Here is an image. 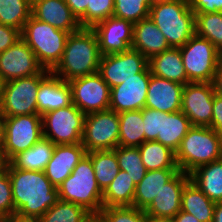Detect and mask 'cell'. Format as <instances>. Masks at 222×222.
Here are the masks:
<instances>
[{
  "instance_id": "cell-1",
  "label": "cell",
  "mask_w": 222,
  "mask_h": 222,
  "mask_svg": "<svg viewBox=\"0 0 222 222\" xmlns=\"http://www.w3.org/2000/svg\"><path fill=\"white\" fill-rule=\"evenodd\" d=\"M7 170L15 214L39 219L59 201L58 188L48 180L44 171L16 169L10 163Z\"/></svg>"
},
{
  "instance_id": "cell-2",
  "label": "cell",
  "mask_w": 222,
  "mask_h": 222,
  "mask_svg": "<svg viewBox=\"0 0 222 222\" xmlns=\"http://www.w3.org/2000/svg\"><path fill=\"white\" fill-rule=\"evenodd\" d=\"M102 54L92 28H80L70 33L62 58L51 71L64 81L98 72Z\"/></svg>"
},
{
  "instance_id": "cell-3",
  "label": "cell",
  "mask_w": 222,
  "mask_h": 222,
  "mask_svg": "<svg viewBox=\"0 0 222 222\" xmlns=\"http://www.w3.org/2000/svg\"><path fill=\"white\" fill-rule=\"evenodd\" d=\"M149 17L170 47H182L195 34V13L189 0H155Z\"/></svg>"
},
{
  "instance_id": "cell-4",
  "label": "cell",
  "mask_w": 222,
  "mask_h": 222,
  "mask_svg": "<svg viewBox=\"0 0 222 222\" xmlns=\"http://www.w3.org/2000/svg\"><path fill=\"white\" fill-rule=\"evenodd\" d=\"M221 158L222 137L211 127L193 126L175 153L179 170L187 174Z\"/></svg>"
},
{
  "instance_id": "cell-5",
  "label": "cell",
  "mask_w": 222,
  "mask_h": 222,
  "mask_svg": "<svg viewBox=\"0 0 222 222\" xmlns=\"http://www.w3.org/2000/svg\"><path fill=\"white\" fill-rule=\"evenodd\" d=\"M69 34L31 15L21 31V38L33 50L39 64L52 71L62 58Z\"/></svg>"
},
{
  "instance_id": "cell-6",
  "label": "cell",
  "mask_w": 222,
  "mask_h": 222,
  "mask_svg": "<svg viewBox=\"0 0 222 222\" xmlns=\"http://www.w3.org/2000/svg\"><path fill=\"white\" fill-rule=\"evenodd\" d=\"M59 200L83 206L89 212H100L103 191L98 186L90 156L86 155L71 175L58 187Z\"/></svg>"
},
{
  "instance_id": "cell-7",
  "label": "cell",
  "mask_w": 222,
  "mask_h": 222,
  "mask_svg": "<svg viewBox=\"0 0 222 222\" xmlns=\"http://www.w3.org/2000/svg\"><path fill=\"white\" fill-rule=\"evenodd\" d=\"M50 72L43 69L39 74L4 82L0 98V109L3 116L38 114L37 92L40 82Z\"/></svg>"
},
{
  "instance_id": "cell-8",
  "label": "cell",
  "mask_w": 222,
  "mask_h": 222,
  "mask_svg": "<svg viewBox=\"0 0 222 222\" xmlns=\"http://www.w3.org/2000/svg\"><path fill=\"white\" fill-rule=\"evenodd\" d=\"M189 82L213 83L219 65L218 49L196 33L180 47Z\"/></svg>"
},
{
  "instance_id": "cell-9",
  "label": "cell",
  "mask_w": 222,
  "mask_h": 222,
  "mask_svg": "<svg viewBox=\"0 0 222 222\" xmlns=\"http://www.w3.org/2000/svg\"><path fill=\"white\" fill-rule=\"evenodd\" d=\"M43 137L55 145L81 143L85 114L73 103L41 115Z\"/></svg>"
},
{
  "instance_id": "cell-10",
  "label": "cell",
  "mask_w": 222,
  "mask_h": 222,
  "mask_svg": "<svg viewBox=\"0 0 222 222\" xmlns=\"http://www.w3.org/2000/svg\"><path fill=\"white\" fill-rule=\"evenodd\" d=\"M119 115L113 110L85 115L81 143L86 152L114 150L119 146Z\"/></svg>"
},
{
  "instance_id": "cell-11",
  "label": "cell",
  "mask_w": 222,
  "mask_h": 222,
  "mask_svg": "<svg viewBox=\"0 0 222 222\" xmlns=\"http://www.w3.org/2000/svg\"><path fill=\"white\" fill-rule=\"evenodd\" d=\"M43 138L40 114L4 118L3 149L10 161L14 156L31 148Z\"/></svg>"
},
{
  "instance_id": "cell-12",
  "label": "cell",
  "mask_w": 222,
  "mask_h": 222,
  "mask_svg": "<svg viewBox=\"0 0 222 222\" xmlns=\"http://www.w3.org/2000/svg\"><path fill=\"white\" fill-rule=\"evenodd\" d=\"M68 83L72 103L85 115L109 109L111 88L99 72L74 78Z\"/></svg>"
},
{
  "instance_id": "cell-13",
  "label": "cell",
  "mask_w": 222,
  "mask_h": 222,
  "mask_svg": "<svg viewBox=\"0 0 222 222\" xmlns=\"http://www.w3.org/2000/svg\"><path fill=\"white\" fill-rule=\"evenodd\" d=\"M215 89L210 82H189L182 92L181 111L193 126L211 127Z\"/></svg>"
},
{
  "instance_id": "cell-14",
  "label": "cell",
  "mask_w": 222,
  "mask_h": 222,
  "mask_svg": "<svg viewBox=\"0 0 222 222\" xmlns=\"http://www.w3.org/2000/svg\"><path fill=\"white\" fill-rule=\"evenodd\" d=\"M148 66V59L130 48L121 53L102 55L98 72L110 88L120 85L125 80L136 77Z\"/></svg>"
},
{
  "instance_id": "cell-15",
  "label": "cell",
  "mask_w": 222,
  "mask_h": 222,
  "mask_svg": "<svg viewBox=\"0 0 222 222\" xmlns=\"http://www.w3.org/2000/svg\"><path fill=\"white\" fill-rule=\"evenodd\" d=\"M43 69L33 50L22 38L0 53V77L3 82L36 75Z\"/></svg>"
},
{
  "instance_id": "cell-16",
  "label": "cell",
  "mask_w": 222,
  "mask_h": 222,
  "mask_svg": "<svg viewBox=\"0 0 222 222\" xmlns=\"http://www.w3.org/2000/svg\"><path fill=\"white\" fill-rule=\"evenodd\" d=\"M150 76L148 65L141 73L136 74V77H131L120 85L112 87L109 109L120 113L145 108Z\"/></svg>"
},
{
  "instance_id": "cell-17",
  "label": "cell",
  "mask_w": 222,
  "mask_h": 222,
  "mask_svg": "<svg viewBox=\"0 0 222 222\" xmlns=\"http://www.w3.org/2000/svg\"><path fill=\"white\" fill-rule=\"evenodd\" d=\"M134 24L115 16L96 24L95 31L102 55L127 51L132 46Z\"/></svg>"
},
{
  "instance_id": "cell-18",
  "label": "cell",
  "mask_w": 222,
  "mask_h": 222,
  "mask_svg": "<svg viewBox=\"0 0 222 222\" xmlns=\"http://www.w3.org/2000/svg\"><path fill=\"white\" fill-rule=\"evenodd\" d=\"M183 88L178 82L151 74L145 107L168 113L181 111Z\"/></svg>"
},
{
  "instance_id": "cell-19",
  "label": "cell",
  "mask_w": 222,
  "mask_h": 222,
  "mask_svg": "<svg viewBox=\"0 0 222 222\" xmlns=\"http://www.w3.org/2000/svg\"><path fill=\"white\" fill-rule=\"evenodd\" d=\"M86 153L82 143L55 145L51 160L44 170L46 177L58 188Z\"/></svg>"
},
{
  "instance_id": "cell-20",
  "label": "cell",
  "mask_w": 222,
  "mask_h": 222,
  "mask_svg": "<svg viewBox=\"0 0 222 222\" xmlns=\"http://www.w3.org/2000/svg\"><path fill=\"white\" fill-rule=\"evenodd\" d=\"M31 15L58 30L69 33L81 28L65 0H32Z\"/></svg>"
},
{
  "instance_id": "cell-21",
  "label": "cell",
  "mask_w": 222,
  "mask_h": 222,
  "mask_svg": "<svg viewBox=\"0 0 222 222\" xmlns=\"http://www.w3.org/2000/svg\"><path fill=\"white\" fill-rule=\"evenodd\" d=\"M190 174L179 171L167 182L152 203L144 210L147 215L175 217L181 210L182 192Z\"/></svg>"
},
{
  "instance_id": "cell-22",
  "label": "cell",
  "mask_w": 222,
  "mask_h": 222,
  "mask_svg": "<svg viewBox=\"0 0 222 222\" xmlns=\"http://www.w3.org/2000/svg\"><path fill=\"white\" fill-rule=\"evenodd\" d=\"M37 112L40 115L72 104L71 88L67 81L50 72L37 92Z\"/></svg>"
},
{
  "instance_id": "cell-23",
  "label": "cell",
  "mask_w": 222,
  "mask_h": 222,
  "mask_svg": "<svg viewBox=\"0 0 222 222\" xmlns=\"http://www.w3.org/2000/svg\"><path fill=\"white\" fill-rule=\"evenodd\" d=\"M131 48L137 50L149 60L169 49L170 46L163 33L148 17L134 24Z\"/></svg>"
},
{
  "instance_id": "cell-24",
  "label": "cell",
  "mask_w": 222,
  "mask_h": 222,
  "mask_svg": "<svg viewBox=\"0 0 222 222\" xmlns=\"http://www.w3.org/2000/svg\"><path fill=\"white\" fill-rule=\"evenodd\" d=\"M151 74L182 85L189 83L180 48L170 47L148 60Z\"/></svg>"
},
{
  "instance_id": "cell-25",
  "label": "cell",
  "mask_w": 222,
  "mask_h": 222,
  "mask_svg": "<svg viewBox=\"0 0 222 222\" xmlns=\"http://www.w3.org/2000/svg\"><path fill=\"white\" fill-rule=\"evenodd\" d=\"M180 170L159 169L147 171L144 178L136 185L133 206L145 210L159 194L164 185L169 182Z\"/></svg>"
},
{
  "instance_id": "cell-26",
  "label": "cell",
  "mask_w": 222,
  "mask_h": 222,
  "mask_svg": "<svg viewBox=\"0 0 222 222\" xmlns=\"http://www.w3.org/2000/svg\"><path fill=\"white\" fill-rule=\"evenodd\" d=\"M190 180L213 202H222V158L190 173Z\"/></svg>"
},
{
  "instance_id": "cell-27",
  "label": "cell",
  "mask_w": 222,
  "mask_h": 222,
  "mask_svg": "<svg viewBox=\"0 0 222 222\" xmlns=\"http://www.w3.org/2000/svg\"><path fill=\"white\" fill-rule=\"evenodd\" d=\"M192 127L189 118L182 111L162 112L161 136L157 137L156 142L169 147L176 153L182 139Z\"/></svg>"
},
{
  "instance_id": "cell-28",
  "label": "cell",
  "mask_w": 222,
  "mask_h": 222,
  "mask_svg": "<svg viewBox=\"0 0 222 222\" xmlns=\"http://www.w3.org/2000/svg\"><path fill=\"white\" fill-rule=\"evenodd\" d=\"M216 203L211 201L191 180L183 189L181 211L195 216L200 222H213Z\"/></svg>"
},
{
  "instance_id": "cell-29",
  "label": "cell",
  "mask_w": 222,
  "mask_h": 222,
  "mask_svg": "<svg viewBox=\"0 0 222 222\" xmlns=\"http://www.w3.org/2000/svg\"><path fill=\"white\" fill-rule=\"evenodd\" d=\"M54 147L55 144L43 137L31 148L14 156L10 160V164L16 169L44 171L51 160Z\"/></svg>"
},
{
  "instance_id": "cell-30",
  "label": "cell",
  "mask_w": 222,
  "mask_h": 222,
  "mask_svg": "<svg viewBox=\"0 0 222 222\" xmlns=\"http://www.w3.org/2000/svg\"><path fill=\"white\" fill-rule=\"evenodd\" d=\"M136 185L127 172L119 170L118 175L103 191V207L133 206Z\"/></svg>"
},
{
  "instance_id": "cell-31",
  "label": "cell",
  "mask_w": 222,
  "mask_h": 222,
  "mask_svg": "<svg viewBox=\"0 0 222 222\" xmlns=\"http://www.w3.org/2000/svg\"><path fill=\"white\" fill-rule=\"evenodd\" d=\"M119 115V146L139 147L145 142L142 110L123 111Z\"/></svg>"
},
{
  "instance_id": "cell-32",
  "label": "cell",
  "mask_w": 222,
  "mask_h": 222,
  "mask_svg": "<svg viewBox=\"0 0 222 222\" xmlns=\"http://www.w3.org/2000/svg\"><path fill=\"white\" fill-rule=\"evenodd\" d=\"M142 163L147 171L159 169H179L175 152L156 141H145L139 147Z\"/></svg>"
},
{
  "instance_id": "cell-33",
  "label": "cell",
  "mask_w": 222,
  "mask_h": 222,
  "mask_svg": "<svg viewBox=\"0 0 222 222\" xmlns=\"http://www.w3.org/2000/svg\"><path fill=\"white\" fill-rule=\"evenodd\" d=\"M92 161L98 186L104 191L119 172L118 160L114 150L87 152Z\"/></svg>"
},
{
  "instance_id": "cell-34",
  "label": "cell",
  "mask_w": 222,
  "mask_h": 222,
  "mask_svg": "<svg viewBox=\"0 0 222 222\" xmlns=\"http://www.w3.org/2000/svg\"><path fill=\"white\" fill-rule=\"evenodd\" d=\"M32 0H0V24L23 30L31 17Z\"/></svg>"
},
{
  "instance_id": "cell-35",
  "label": "cell",
  "mask_w": 222,
  "mask_h": 222,
  "mask_svg": "<svg viewBox=\"0 0 222 222\" xmlns=\"http://www.w3.org/2000/svg\"><path fill=\"white\" fill-rule=\"evenodd\" d=\"M118 160L119 169L127 172L135 185L144 178L147 169L142 163L138 147L118 146L114 149Z\"/></svg>"
},
{
  "instance_id": "cell-36",
  "label": "cell",
  "mask_w": 222,
  "mask_h": 222,
  "mask_svg": "<svg viewBox=\"0 0 222 222\" xmlns=\"http://www.w3.org/2000/svg\"><path fill=\"white\" fill-rule=\"evenodd\" d=\"M195 33L222 47V12L195 13Z\"/></svg>"
},
{
  "instance_id": "cell-37",
  "label": "cell",
  "mask_w": 222,
  "mask_h": 222,
  "mask_svg": "<svg viewBox=\"0 0 222 222\" xmlns=\"http://www.w3.org/2000/svg\"><path fill=\"white\" fill-rule=\"evenodd\" d=\"M89 211L83 206L59 200L38 220L39 222H80Z\"/></svg>"
},
{
  "instance_id": "cell-38",
  "label": "cell",
  "mask_w": 222,
  "mask_h": 222,
  "mask_svg": "<svg viewBox=\"0 0 222 222\" xmlns=\"http://www.w3.org/2000/svg\"><path fill=\"white\" fill-rule=\"evenodd\" d=\"M153 0H114L113 16L133 24L149 17Z\"/></svg>"
},
{
  "instance_id": "cell-39",
  "label": "cell",
  "mask_w": 222,
  "mask_h": 222,
  "mask_svg": "<svg viewBox=\"0 0 222 222\" xmlns=\"http://www.w3.org/2000/svg\"><path fill=\"white\" fill-rule=\"evenodd\" d=\"M113 13L114 0H88L86 13L78 21L81 28H93Z\"/></svg>"
},
{
  "instance_id": "cell-40",
  "label": "cell",
  "mask_w": 222,
  "mask_h": 222,
  "mask_svg": "<svg viewBox=\"0 0 222 222\" xmlns=\"http://www.w3.org/2000/svg\"><path fill=\"white\" fill-rule=\"evenodd\" d=\"M100 213L103 222H148L145 211L134 206L102 207Z\"/></svg>"
},
{
  "instance_id": "cell-41",
  "label": "cell",
  "mask_w": 222,
  "mask_h": 222,
  "mask_svg": "<svg viewBox=\"0 0 222 222\" xmlns=\"http://www.w3.org/2000/svg\"><path fill=\"white\" fill-rule=\"evenodd\" d=\"M142 117L145 141H156L161 136L162 111L145 107L142 109Z\"/></svg>"
},
{
  "instance_id": "cell-42",
  "label": "cell",
  "mask_w": 222,
  "mask_h": 222,
  "mask_svg": "<svg viewBox=\"0 0 222 222\" xmlns=\"http://www.w3.org/2000/svg\"><path fill=\"white\" fill-rule=\"evenodd\" d=\"M0 213L4 217L15 214L12 187L8 170L0 173Z\"/></svg>"
},
{
  "instance_id": "cell-43",
  "label": "cell",
  "mask_w": 222,
  "mask_h": 222,
  "mask_svg": "<svg viewBox=\"0 0 222 222\" xmlns=\"http://www.w3.org/2000/svg\"><path fill=\"white\" fill-rule=\"evenodd\" d=\"M21 38V32L10 26L0 24V53L7 50Z\"/></svg>"
},
{
  "instance_id": "cell-44",
  "label": "cell",
  "mask_w": 222,
  "mask_h": 222,
  "mask_svg": "<svg viewBox=\"0 0 222 222\" xmlns=\"http://www.w3.org/2000/svg\"><path fill=\"white\" fill-rule=\"evenodd\" d=\"M194 13L222 12V0H189Z\"/></svg>"
},
{
  "instance_id": "cell-45",
  "label": "cell",
  "mask_w": 222,
  "mask_h": 222,
  "mask_svg": "<svg viewBox=\"0 0 222 222\" xmlns=\"http://www.w3.org/2000/svg\"><path fill=\"white\" fill-rule=\"evenodd\" d=\"M211 128L222 137V96L216 93L213 98Z\"/></svg>"
},
{
  "instance_id": "cell-46",
  "label": "cell",
  "mask_w": 222,
  "mask_h": 222,
  "mask_svg": "<svg viewBox=\"0 0 222 222\" xmlns=\"http://www.w3.org/2000/svg\"><path fill=\"white\" fill-rule=\"evenodd\" d=\"M65 2L78 20L86 13L88 0H65Z\"/></svg>"
},
{
  "instance_id": "cell-47",
  "label": "cell",
  "mask_w": 222,
  "mask_h": 222,
  "mask_svg": "<svg viewBox=\"0 0 222 222\" xmlns=\"http://www.w3.org/2000/svg\"><path fill=\"white\" fill-rule=\"evenodd\" d=\"M215 93L222 96V63L219 62L213 81Z\"/></svg>"
},
{
  "instance_id": "cell-48",
  "label": "cell",
  "mask_w": 222,
  "mask_h": 222,
  "mask_svg": "<svg viewBox=\"0 0 222 222\" xmlns=\"http://www.w3.org/2000/svg\"><path fill=\"white\" fill-rule=\"evenodd\" d=\"M3 222H39L37 218L23 217L16 214L5 216Z\"/></svg>"
},
{
  "instance_id": "cell-49",
  "label": "cell",
  "mask_w": 222,
  "mask_h": 222,
  "mask_svg": "<svg viewBox=\"0 0 222 222\" xmlns=\"http://www.w3.org/2000/svg\"><path fill=\"white\" fill-rule=\"evenodd\" d=\"M174 222H200L195 216L184 211H179L175 217Z\"/></svg>"
},
{
  "instance_id": "cell-50",
  "label": "cell",
  "mask_w": 222,
  "mask_h": 222,
  "mask_svg": "<svg viewBox=\"0 0 222 222\" xmlns=\"http://www.w3.org/2000/svg\"><path fill=\"white\" fill-rule=\"evenodd\" d=\"M10 161L8 160L5 150L3 149V144H0V173L8 169Z\"/></svg>"
},
{
  "instance_id": "cell-51",
  "label": "cell",
  "mask_w": 222,
  "mask_h": 222,
  "mask_svg": "<svg viewBox=\"0 0 222 222\" xmlns=\"http://www.w3.org/2000/svg\"><path fill=\"white\" fill-rule=\"evenodd\" d=\"M80 222H103L100 212H89Z\"/></svg>"
},
{
  "instance_id": "cell-52",
  "label": "cell",
  "mask_w": 222,
  "mask_h": 222,
  "mask_svg": "<svg viewBox=\"0 0 222 222\" xmlns=\"http://www.w3.org/2000/svg\"><path fill=\"white\" fill-rule=\"evenodd\" d=\"M213 222H222V202H217L214 209Z\"/></svg>"
},
{
  "instance_id": "cell-53",
  "label": "cell",
  "mask_w": 222,
  "mask_h": 222,
  "mask_svg": "<svg viewBox=\"0 0 222 222\" xmlns=\"http://www.w3.org/2000/svg\"><path fill=\"white\" fill-rule=\"evenodd\" d=\"M148 222H174L173 217H159L148 215Z\"/></svg>"
},
{
  "instance_id": "cell-54",
  "label": "cell",
  "mask_w": 222,
  "mask_h": 222,
  "mask_svg": "<svg viewBox=\"0 0 222 222\" xmlns=\"http://www.w3.org/2000/svg\"><path fill=\"white\" fill-rule=\"evenodd\" d=\"M4 116L0 109V144L3 143V133H4Z\"/></svg>"
},
{
  "instance_id": "cell-55",
  "label": "cell",
  "mask_w": 222,
  "mask_h": 222,
  "mask_svg": "<svg viewBox=\"0 0 222 222\" xmlns=\"http://www.w3.org/2000/svg\"><path fill=\"white\" fill-rule=\"evenodd\" d=\"M219 62L222 63V47L218 50Z\"/></svg>"
},
{
  "instance_id": "cell-56",
  "label": "cell",
  "mask_w": 222,
  "mask_h": 222,
  "mask_svg": "<svg viewBox=\"0 0 222 222\" xmlns=\"http://www.w3.org/2000/svg\"><path fill=\"white\" fill-rule=\"evenodd\" d=\"M3 81H2V79H1V77H0V98H1V92H2V89H3Z\"/></svg>"
},
{
  "instance_id": "cell-57",
  "label": "cell",
  "mask_w": 222,
  "mask_h": 222,
  "mask_svg": "<svg viewBox=\"0 0 222 222\" xmlns=\"http://www.w3.org/2000/svg\"><path fill=\"white\" fill-rule=\"evenodd\" d=\"M4 216L0 213V222H3Z\"/></svg>"
}]
</instances>
